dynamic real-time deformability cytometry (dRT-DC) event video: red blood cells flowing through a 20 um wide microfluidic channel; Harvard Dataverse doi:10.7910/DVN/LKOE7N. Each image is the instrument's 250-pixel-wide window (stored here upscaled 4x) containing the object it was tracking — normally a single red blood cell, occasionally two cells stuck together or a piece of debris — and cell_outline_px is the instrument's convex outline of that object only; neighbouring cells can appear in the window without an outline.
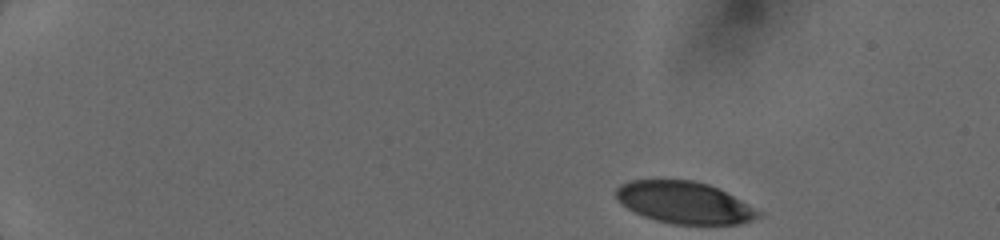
{"species": "human", "species_latin": "Homo sapiens", "temperature_condition": "cold", "stored_images_in_passage": 12, "camera_frame_rate_fps": 3000, "um_per_image_px": 0.085, "donor": {"sex": "female"}, "frame": {"image": 1, "passage_image": 1, "time_ms": 0.0, "image_size_px": [1000, 240], "cell_outline_px": [[764, 212], [760, 216], [752, 220], [740, 224], [672, 224], [656, 220], [644, 216], [620, 204], [616, 196], [616, 188], [620, 184], [628, 180], [696, 180], [720, 188]], "centroid_in_image_um": [58.2, 17.21], "position_along_channel_um": 26.8, "area_um2": 35.03}}
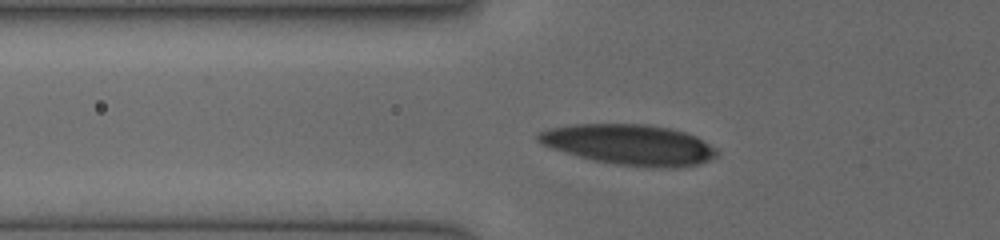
{"frame": {"image": 2, "passage_image": 11, "time_ms": 4.0, "image_size_px": [1000, 240], "cell_outline_px": [[716, 156], [708, 160], [696, 164], [680, 168], [668, 168], [616, 164], [596, 160], [564, 152], [540, 144], [536, 140], [536, 132], [548, 128], [572, 124], [644, 124], [668, 128], [684, 132], [696, 136], [716, 148]], "centroid_in_image_um": [53.45, 12.28], "position_along_channel_um": 72.3, "area_um2": 41.91}}